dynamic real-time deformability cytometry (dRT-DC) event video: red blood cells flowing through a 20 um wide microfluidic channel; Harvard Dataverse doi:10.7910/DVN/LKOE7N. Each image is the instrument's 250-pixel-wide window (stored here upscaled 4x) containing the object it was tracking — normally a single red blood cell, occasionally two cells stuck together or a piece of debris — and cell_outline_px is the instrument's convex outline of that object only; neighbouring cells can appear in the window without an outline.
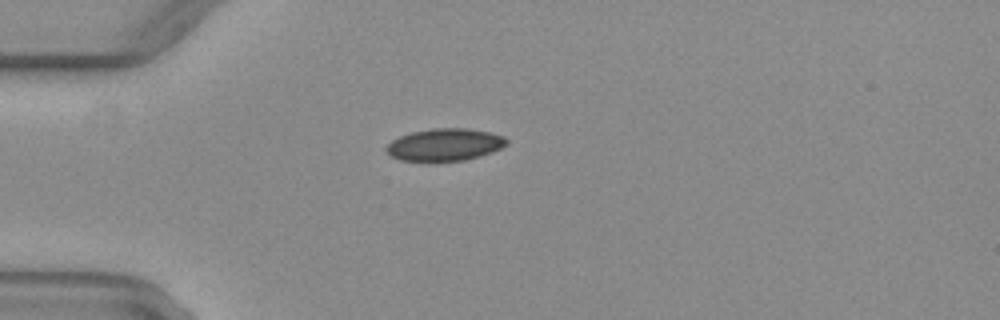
{"species": "common noctule bat (a hibernating species)", "species_latin": "Nyctalus noctula", "temperature_condition": "warm", "stored_images_in_passage": 39, "camera_frame_rate_fps": 3000, "um_per_image_px": 0.085, "animal": {"sex": "female", "body_mass_g": 29.2, "forearm_length_mm": 56.3}, "frame": {"image": 1, "passage_image": 2, "time_ms": 0.333, "image_size_px": [1000, 320], "cell_outline_px": [[508, 140], [500, 148], [492, 152], [464, 160], [400, 160], [392, 156], [384, 148], [392, 140], [400, 136], [412, 132], [432, 128], [468, 128], [488, 132], [504, 136]], "centroid_in_image_um": [37.79, 12.28], "position_along_channel_um": 47.2, "area_um2": 22.2}}
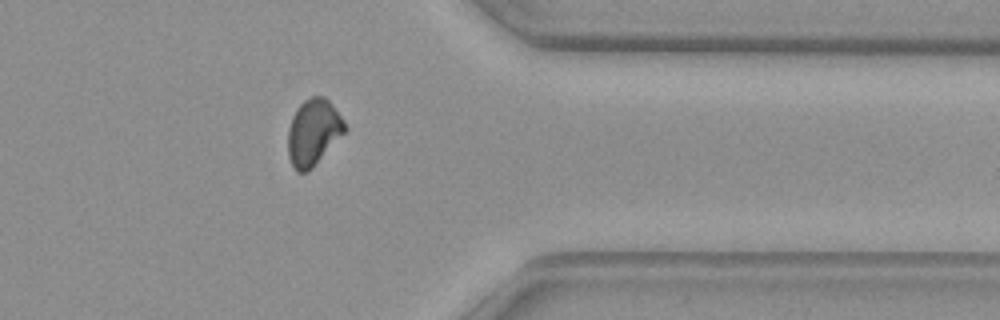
{"frame": {"image": 2, "passage_image": 29, "time_ms": 9.333, "image_size_px": [1000, 320], "cell_outline_px": [[348, 128], [312, 168], [304, 172], [296, 172], [288, 156], [288, 128], [292, 116], [296, 108], [304, 100], [312, 96], [324, 96], [332, 104], [344, 120]], "centroid_in_image_um": [26.62, 11.22], "position_along_channel_um": 384.8, "area_um2": 21.91}}
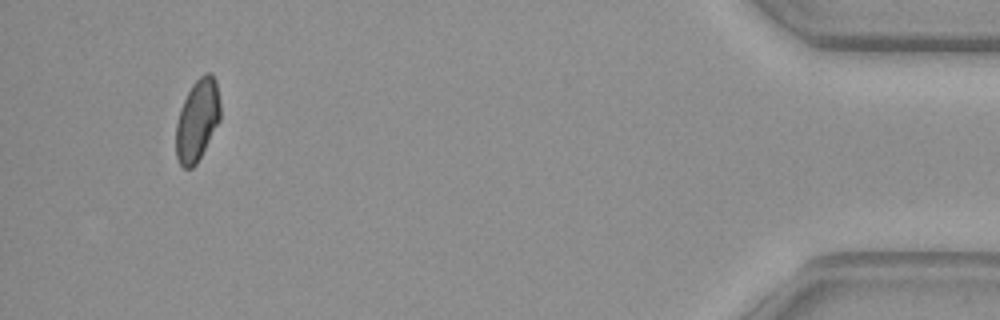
{"frame": {"image": 3, "passage_image": 36, "time_ms": 11.667, "image_size_px": [1000, 320], "cell_outline_px": [[220, 120], [196, 164], [192, 168], [184, 168], [180, 164], [176, 156], [176, 124], [180, 108], [192, 84], [204, 72], [212, 72], [216, 80], [220, 104]], "centroid_in_image_um": [16.77, 10.18], "position_along_channel_um": 418.4, "area_um2": 21.1}, "authors_computed_cell_mechanics": {"area_um2": 22.1952, "velocity_mm_per_s": 4.0966, "shape_relaxation_time_tau1_ms": null, "shape_relaxation_time_tau2_ms": 4.9809, "deformation_change_tau1": null, "deformation_change_tau2": 0.0718}}